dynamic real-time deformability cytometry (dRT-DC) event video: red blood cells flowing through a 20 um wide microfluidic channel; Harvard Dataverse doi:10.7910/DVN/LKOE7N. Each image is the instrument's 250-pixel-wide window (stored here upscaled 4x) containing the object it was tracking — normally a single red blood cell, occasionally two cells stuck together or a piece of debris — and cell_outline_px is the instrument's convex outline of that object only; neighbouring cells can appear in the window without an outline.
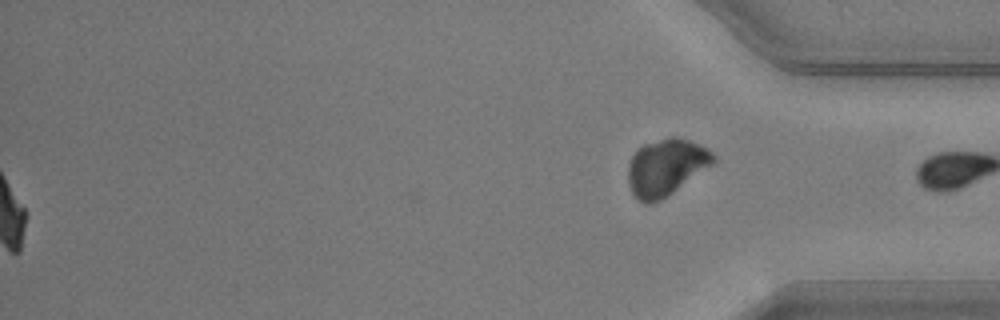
{"species": "common noctule bat (a hibernating species)", "species_latin": "Nyctalus noctula", "temperature_condition": "warm", "stored_images_in_passage": 39, "segment_of_instrument_passage": [2, 2], "camera_frame_rate_fps": 3000, "um_per_image_px": 0.085, "animal": {"sex": "male", "body_mass_g": 20.5, "forearm_length_mm": 52.5}, "frame": {"image": 1, "passage_image": 39, "time_ms": 12.667, "image_size_px": [1000, 320], "cell_outline_px": [[716, 164], [660, 200], [648, 204], [644, 204], [636, 200], [628, 184], [628, 164], [632, 156], [644, 144], [668, 136], [676, 136], [688, 140], [708, 148], [716, 156]], "centroid_in_image_um": [56.64, 14.22], "position_along_channel_um": 378.6, "area_um2": 28.5}}